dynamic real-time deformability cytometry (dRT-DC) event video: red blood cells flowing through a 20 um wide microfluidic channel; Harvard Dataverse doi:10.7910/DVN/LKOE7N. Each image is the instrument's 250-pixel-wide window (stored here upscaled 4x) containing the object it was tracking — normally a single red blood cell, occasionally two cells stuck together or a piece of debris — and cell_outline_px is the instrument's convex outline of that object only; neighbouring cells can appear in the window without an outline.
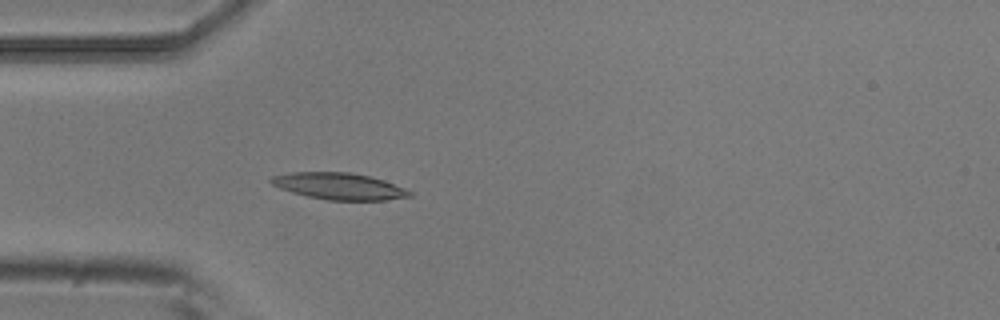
{"species": "common noctule bat (a hibernating species)", "species_latin": "Nyctalus noctula", "temperature_condition": "room temperature", "stored_images_in_passage": 3, "camera_frame_rate_fps": 3000, "um_per_image_px": 0.085, "animal": {"sex": "male", "body_mass_g": 20.5, "forearm_length_mm": 52.5}, "frame": {"image": 1, "passage_image": 3, "time_ms": 0.667, "image_size_px": [1000, 320], "cell_outline_px": [[412, 196], [388, 200], [328, 200], [308, 196], [292, 192], [280, 188], [272, 184], [268, 180], [272, 176], [292, 172], [348, 172], [372, 176], [384, 180], [404, 188], [412, 192]], "centroid_in_image_um": [28.84, 15.82], "position_along_channel_um": 56.2, "area_um2": 21.5}}